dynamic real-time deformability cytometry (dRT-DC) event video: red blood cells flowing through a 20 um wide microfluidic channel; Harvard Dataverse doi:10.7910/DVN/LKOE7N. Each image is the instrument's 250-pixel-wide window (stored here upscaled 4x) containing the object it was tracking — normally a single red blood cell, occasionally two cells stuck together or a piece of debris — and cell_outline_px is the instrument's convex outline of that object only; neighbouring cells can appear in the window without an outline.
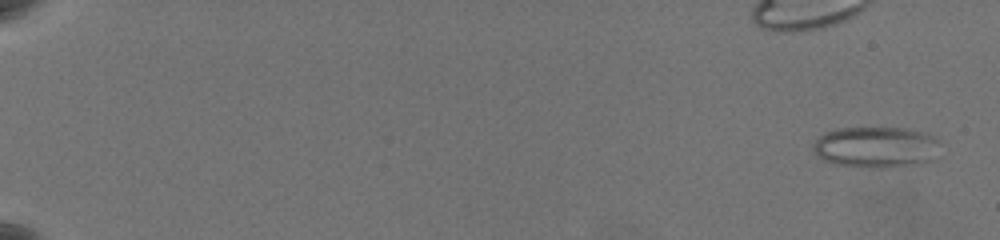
{"species": "common noctule bat (a hibernating species)", "species_latin": "Nyctalus noctula", "temperature_condition": "warm", "stored_images_in_passage": 64, "camera_frame_rate_fps": 3000, "um_per_image_px": 0.085, "animal": {"sex": "female", "body_mass_g": 19.5, "forearm_length_mm": 54.1}, "frame": {"image": 1, "passage_image": 3, "time_ms": 0.667, "image_size_px": [1000, 240], "cell_outline_px": [[940, 140], [928, 160], [912, 164], [884, 168], [880, 168], [836, 164], [824, 160], [812, 148], [816, 140], [820, 136], [828, 132], [840, 128], [900, 128], [920, 132], [932, 136]], "centroid_in_image_um": [74.39, 12.5], "position_along_channel_um": 10.6, "area_um2": 29.3}}
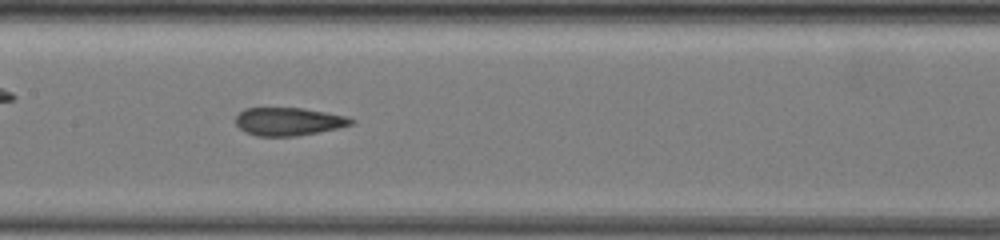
{"frame": {"image": 2, "passage_image": 36, "time_ms": 11.667, "image_size_px": [1000, 240], "cell_outline_px": [[356, 120], [352, 124], [340, 128], [296, 136], [256, 136], [240, 128], [236, 124], [236, 116], [244, 108], [300, 108], [348, 116]], "centroid_in_image_um": [24.56, 10.33], "position_along_channel_um": 182.8, "area_um2": 18.79}}
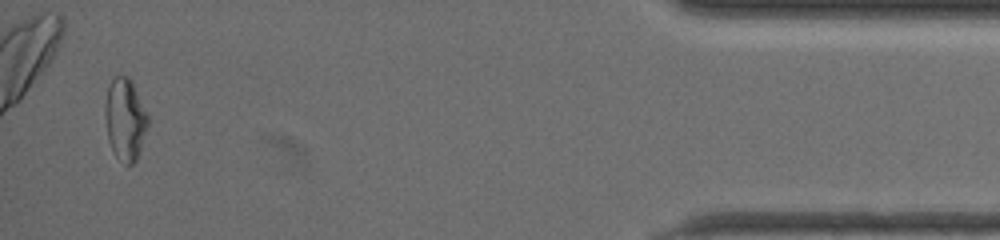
{"frame": {"image": 3, "passage_image": 62, "time_ms": 20.333, "image_size_px": [1000, 240], "cell_outline_px": [[148, 128], [136, 160], [132, 164], [124, 164], [116, 156], [108, 140], [104, 104], [108, 88], [112, 80], [116, 76], [128, 76], [132, 80], [148, 116]], "centroid_in_image_um": [10.64, 10.14], "position_along_channel_um": 424.6, "area_um2": 20.35}, "authors_computed_cell_mechanics": {"area_um2": 20.2011, "velocity_mm_per_s": 3.5183, "shape_relaxation_time_tau1_ms": null, "shape_relaxation_time_tau2_ms": 1.3472, "deformation_change_tau1": null, "deformation_change_tau2": 0.0909}}